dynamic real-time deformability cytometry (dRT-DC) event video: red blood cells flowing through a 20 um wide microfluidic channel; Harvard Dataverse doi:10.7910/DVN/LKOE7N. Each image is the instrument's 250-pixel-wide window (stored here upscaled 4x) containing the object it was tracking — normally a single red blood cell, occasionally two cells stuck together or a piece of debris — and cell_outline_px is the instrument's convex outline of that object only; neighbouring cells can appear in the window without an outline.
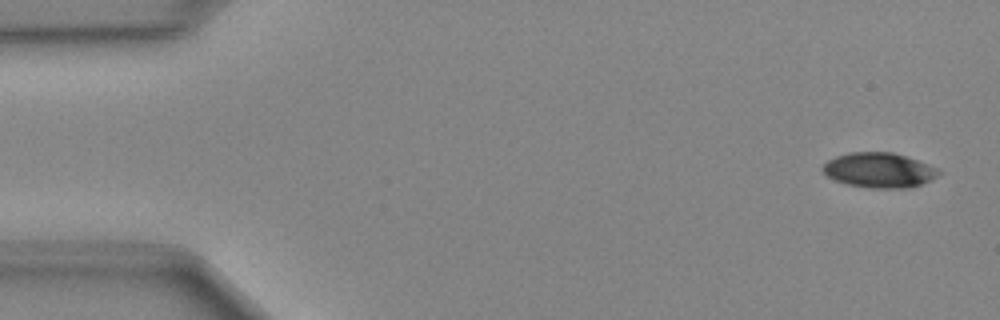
{"species": "Egyptian fruit bat (a non-hibernating species)", "species_latin": "Rousettus aegyptiacus", "temperature_condition": "cold", "stored_images_in_passage": 50, "segment_of_instrument_passage": [1, 2], "camera_frame_rate_fps": 3000, "um_per_image_px": 0.085, "animal": {"sex": "female"}, "frame": {"image": 1, "passage_image": 2, "time_ms": 0.333, "image_size_px": [1000, 320], "cell_outline_px": [[944, 172], [912, 188], [868, 188], [848, 184], [836, 180], [828, 176], [820, 168], [828, 160], [836, 156], [852, 152], [892, 152], [916, 160], [936, 168]], "centroid_in_image_um": [74.71, 14.47], "position_along_channel_um": 10.3, "area_um2": 23.35}}
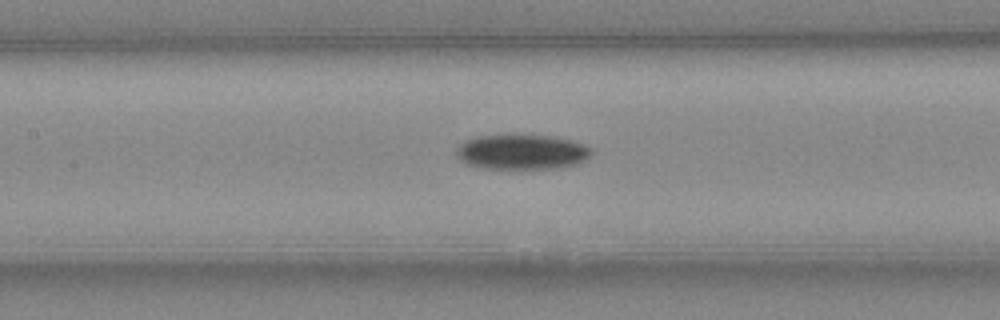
{"frame": {"image": 2, "passage_image": 22, "time_ms": 7.0, "image_size_px": [1000, 320], "cell_outline_px": [[592, 152], [584, 160], [576, 164], [556, 168], [480, 168], [464, 164], [456, 156], [456, 152], [460, 144], [464, 140], [476, 136], [512, 132], [548, 136], [572, 140], [592, 148]], "centroid_in_image_um": [44.28, 12.87], "position_along_channel_um": 163.1, "area_um2": 28.26}}
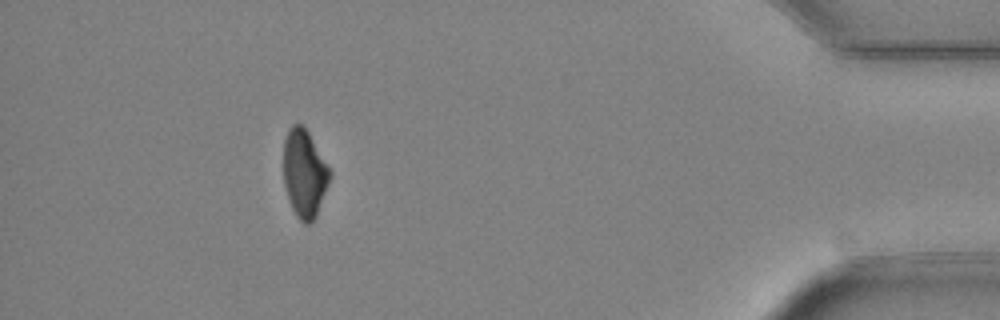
{"frame": {"image": 3, "passage_image": 44, "time_ms": 14.333, "image_size_px": [1000, 320], "cell_outline_px": [[332, 176], [316, 216], [308, 224], [304, 224], [296, 216], [292, 208], [284, 184], [284, 140], [288, 128], [292, 124], [300, 124], [308, 132], [332, 172]], "centroid_in_image_um": [25.88, 14.74], "position_along_channel_um": 409.3, "area_um2": 23.58}}